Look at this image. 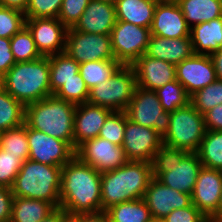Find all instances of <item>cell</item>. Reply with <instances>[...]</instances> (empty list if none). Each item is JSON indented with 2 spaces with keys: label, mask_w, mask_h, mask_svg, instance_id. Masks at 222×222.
<instances>
[{
  "label": "cell",
  "mask_w": 222,
  "mask_h": 222,
  "mask_svg": "<svg viewBox=\"0 0 222 222\" xmlns=\"http://www.w3.org/2000/svg\"><path fill=\"white\" fill-rule=\"evenodd\" d=\"M65 213L66 211L63 208L57 207L40 222H62Z\"/></svg>",
  "instance_id": "cell-49"
},
{
  "label": "cell",
  "mask_w": 222,
  "mask_h": 222,
  "mask_svg": "<svg viewBox=\"0 0 222 222\" xmlns=\"http://www.w3.org/2000/svg\"><path fill=\"white\" fill-rule=\"evenodd\" d=\"M12 190L0 186V222H9L13 203Z\"/></svg>",
  "instance_id": "cell-45"
},
{
  "label": "cell",
  "mask_w": 222,
  "mask_h": 222,
  "mask_svg": "<svg viewBox=\"0 0 222 222\" xmlns=\"http://www.w3.org/2000/svg\"><path fill=\"white\" fill-rule=\"evenodd\" d=\"M136 74V85L144 89L156 90L176 80V66L169 62L143 54L132 65Z\"/></svg>",
  "instance_id": "cell-19"
},
{
  "label": "cell",
  "mask_w": 222,
  "mask_h": 222,
  "mask_svg": "<svg viewBox=\"0 0 222 222\" xmlns=\"http://www.w3.org/2000/svg\"><path fill=\"white\" fill-rule=\"evenodd\" d=\"M82 222H109L106 211L82 213Z\"/></svg>",
  "instance_id": "cell-48"
},
{
  "label": "cell",
  "mask_w": 222,
  "mask_h": 222,
  "mask_svg": "<svg viewBox=\"0 0 222 222\" xmlns=\"http://www.w3.org/2000/svg\"><path fill=\"white\" fill-rule=\"evenodd\" d=\"M99 1H104V2H109L115 4L118 0H99Z\"/></svg>",
  "instance_id": "cell-54"
},
{
  "label": "cell",
  "mask_w": 222,
  "mask_h": 222,
  "mask_svg": "<svg viewBox=\"0 0 222 222\" xmlns=\"http://www.w3.org/2000/svg\"><path fill=\"white\" fill-rule=\"evenodd\" d=\"M106 213L109 222H150L153 219L143 198L115 204Z\"/></svg>",
  "instance_id": "cell-29"
},
{
  "label": "cell",
  "mask_w": 222,
  "mask_h": 222,
  "mask_svg": "<svg viewBox=\"0 0 222 222\" xmlns=\"http://www.w3.org/2000/svg\"><path fill=\"white\" fill-rule=\"evenodd\" d=\"M152 178V163L143 161H127L119 168L101 173L102 211L143 198Z\"/></svg>",
  "instance_id": "cell-2"
},
{
  "label": "cell",
  "mask_w": 222,
  "mask_h": 222,
  "mask_svg": "<svg viewBox=\"0 0 222 222\" xmlns=\"http://www.w3.org/2000/svg\"><path fill=\"white\" fill-rule=\"evenodd\" d=\"M150 36V28L117 20L110 33L115 60L121 65L131 66L146 53Z\"/></svg>",
  "instance_id": "cell-9"
},
{
  "label": "cell",
  "mask_w": 222,
  "mask_h": 222,
  "mask_svg": "<svg viewBox=\"0 0 222 222\" xmlns=\"http://www.w3.org/2000/svg\"><path fill=\"white\" fill-rule=\"evenodd\" d=\"M111 109L83 103L76 105L74 113V150L85 141L99 136L100 129Z\"/></svg>",
  "instance_id": "cell-21"
},
{
  "label": "cell",
  "mask_w": 222,
  "mask_h": 222,
  "mask_svg": "<svg viewBox=\"0 0 222 222\" xmlns=\"http://www.w3.org/2000/svg\"><path fill=\"white\" fill-rule=\"evenodd\" d=\"M36 48L41 56L65 52L67 27L58 18L26 19Z\"/></svg>",
  "instance_id": "cell-15"
},
{
  "label": "cell",
  "mask_w": 222,
  "mask_h": 222,
  "mask_svg": "<svg viewBox=\"0 0 222 222\" xmlns=\"http://www.w3.org/2000/svg\"><path fill=\"white\" fill-rule=\"evenodd\" d=\"M178 4L190 28L222 17V0H180Z\"/></svg>",
  "instance_id": "cell-26"
},
{
  "label": "cell",
  "mask_w": 222,
  "mask_h": 222,
  "mask_svg": "<svg viewBox=\"0 0 222 222\" xmlns=\"http://www.w3.org/2000/svg\"><path fill=\"white\" fill-rule=\"evenodd\" d=\"M122 65L116 60L87 61L80 64L79 72L87 87L107 81Z\"/></svg>",
  "instance_id": "cell-32"
},
{
  "label": "cell",
  "mask_w": 222,
  "mask_h": 222,
  "mask_svg": "<svg viewBox=\"0 0 222 222\" xmlns=\"http://www.w3.org/2000/svg\"><path fill=\"white\" fill-rule=\"evenodd\" d=\"M213 60L217 79L222 80V48L211 55Z\"/></svg>",
  "instance_id": "cell-50"
},
{
  "label": "cell",
  "mask_w": 222,
  "mask_h": 222,
  "mask_svg": "<svg viewBox=\"0 0 222 222\" xmlns=\"http://www.w3.org/2000/svg\"><path fill=\"white\" fill-rule=\"evenodd\" d=\"M29 2L30 0H0V6L15 9L24 13Z\"/></svg>",
  "instance_id": "cell-47"
},
{
  "label": "cell",
  "mask_w": 222,
  "mask_h": 222,
  "mask_svg": "<svg viewBox=\"0 0 222 222\" xmlns=\"http://www.w3.org/2000/svg\"><path fill=\"white\" fill-rule=\"evenodd\" d=\"M50 89L53 95L65 82L77 78L80 64L67 53H57L49 56Z\"/></svg>",
  "instance_id": "cell-28"
},
{
  "label": "cell",
  "mask_w": 222,
  "mask_h": 222,
  "mask_svg": "<svg viewBox=\"0 0 222 222\" xmlns=\"http://www.w3.org/2000/svg\"><path fill=\"white\" fill-rule=\"evenodd\" d=\"M203 114L191 103L170 113L169 128L162 137L165 146L197 152L206 133Z\"/></svg>",
  "instance_id": "cell-7"
},
{
  "label": "cell",
  "mask_w": 222,
  "mask_h": 222,
  "mask_svg": "<svg viewBox=\"0 0 222 222\" xmlns=\"http://www.w3.org/2000/svg\"><path fill=\"white\" fill-rule=\"evenodd\" d=\"M23 162L0 148V186L12 188Z\"/></svg>",
  "instance_id": "cell-41"
},
{
  "label": "cell",
  "mask_w": 222,
  "mask_h": 222,
  "mask_svg": "<svg viewBox=\"0 0 222 222\" xmlns=\"http://www.w3.org/2000/svg\"><path fill=\"white\" fill-rule=\"evenodd\" d=\"M55 207L44 200L14 197L9 222H40Z\"/></svg>",
  "instance_id": "cell-27"
},
{
  "label": "cell",
  "mask_w": 222,
  "mask_h": 222,
  "mask_svg": "<svg viewBox=\"0 0 222 222\" xmlns=\"http://www.w3.org/2000/svg\"><path fill=\"white\" fill-rule=\"evenodd\" d=\"M0 148L19 158L22 162L29 159L27 125L9 129L1 134Z\"/></svg>",
  "instance_id": "cell-33"
},
{
  "label": "cell",
  "mask_w": 222,
  "mask_h": 222,
  "mask_svg": "<svg viewBox=\"0 0 222 222\" xmlns=\"http://www.w3.org/2000/svg\"><path fill=\"white\" fill-rule=\"evenodd\" d=\"M150 222H162L160 220L152 219Z\"/></svg>",
  "instance_id": "cell-55"
},
{
  "label": "cell",
  "mask_w": 222,
  "mask_h": 222,
  "mask_svg": "<svg viewBox=\"0 0 222 222\" xmlns=\"http://www.w3.org/2000/svg\"><path fill=\"white\" fill-rule=\"evenodd\" d=\"M159 3H176L178 4L180 0H156Z\"/></svg>",
  "instance_id": "cell-53"
},
{
  "label": "cell",
  "mask_w": 222,
  "mask_h": 222,
  "mask_svg": "<svg viewBox=\"0 0 222 222\" xmlns=\"http://www.w3.org/2000/svg\"><path fill=\"white\" fill-rule=\"evenodd\" d=\"M63 0H30L25 19L58 18Z\"/></svg>",
  "instance_id": "cell-40"
},
{
  "label": "cell",
  "mask_w": 222,
  "mask_h": 222,
  "mask_svg": "<svg viewBox=\"0 0 222 222\" xmlns=\"http://www.w3.org/2000/svg\"><path fill=\"white\" fill-rule=\"evenodd\" d=\"M162 145V136L155 129L136 124L126 115L122 146L128 161L152 163L156 151Z\"/></svg>",
  "instance_id": "cell-14"
},
{
  "label": "cell",
  "mask_w": 222,
  "mask_h": 222,
  "mask_svg": "<svg viewBox=\"0 0 222 222\" xmlns=\"http://www.w3.org/2000/svg\"><path fill=\"white\" fill-rule=\"evenodd\" d=\"M206 130L222 131V104L203 114Z\"/></svg>",
  "instance_id": "cell-46"
},
{
  "label": "cell",
  "mask_w": 222,
  "mask_h": 222,
  "mask_svg": "<svg viewBox=\"0 0 222 222\" xmlns=\"http://www.w3.org/2000/svg\"><path fill=\"white\" fill-rule=\"evenodd\" d=\"M29 159L52 166L63 167L74 156L75 150L63 140L27 126Z\"/></svg>",
  "instance_id": "cell-13"
},
{
  "label": "cell",
  "mask_w": 222,
  "mask_h": 222,
  "mask_svg": "<svg viewBox=\"0 0 222 222\" xmlns=\"http://www.w3.org/2000/svg\"><path fill=\"white\" fill-rule=\"evenodd\" d=\"M190 37L194 54L211 56L222 48V17L194 25Z\"/></svg>",
  "instance_id": "cell-24"
},
{
  "label": "cell",
  "mask_w": 222,
  "mask_h": 222,
  "mask_svg": "<svg viewBox=\"0 0 222 222\" xmlns=\"http://www.w3.org/2000/svg\"><path fill=\"white\" fill-rule=\"evenodd\" d=\"M162 222H210L193 204L186 208L174 209Z\"/></svg>",
  "instance_id": "cell-43"
},
{
  "label": "cell",
  "mask_w": 222,
  "mask_h": 222,
  "mask_svg": "<svg viewBox=\"0 0 222 222\" xmlns=\"http://www.w3.org/2000/svg\"><path fill=\"white\" fill-rule=\"evenodd\" d=\"M190 29L179 4L157 3L150 28L151 35L163 38L190 37Z\"/></svg>",
  "instance_id": "cell-20"
},
{
  "label": "cell",
  "mask_w": 222,
  "mask_h": 222,
  "mask_svg": "<svg viewBox=\"0 0 222 222\" xmlns=\"http://www.w3.org/2000/svg\"><path fill=\"white\" fill-rule=\"evenodd\" d=\"M154 59L164 60L175 66L194 54L191 37L163 38L151 35L145 53Z\"/></svg>",
  "instance_id": "cell-23"
},
{
  "label": "cell",
  "mask_w": 222,
  "mask_h": 222,
  "mask_svg": "<svg viewBox=\"0 0 222 222\" xmlns=\"http://www.w3.org/2000/svg\"><path fill=\"white\" fill-rule=\"evenodd\" d=\"M10 47L16 63L33 61L41 57L26 25L10 38Z\"/></svg>",
  "instance_id": "cell-34"
},
{
  "label": "cell",
  "mask_w": 222,
  "mask_h": 222,
  "mask_svg": "<svg viewBox=\"0 0 222 222\" xmlns=\"http://www.w3.org/2000/svg\"><path fill=\"white\" fill-rule=\"evenodd\" d=\"M59 207L71 214L102 211L101 172L76 155L61 169Z\"/></svg>",
  "instance_id": "cell-1"
},
{
  "label": "cell",
  "mask_w": 222,
  "mask_h": 222,
  "mask_svg": "<svg viewBox=\"0 0 222 222\" xmlns=\"http://www.w3.org/2000/svg\"><path fill=\"white\" fill-rule=\"evenodd\" d=\"M143 200L150 209L152 218L160 221L174 209L186 208L192 204L190 194L173 190L154 177L145 190Z\"/></svg>",
  "instance_id": "cell-18"
},
{
  "label": "cell",
  "mask_w": 222,
  "mask_h": 222,
  "mask_svg": "<svg viewBox=\"0 0 222 222\" xmlns=\"http://www.w3.org/2000/svg\"><path fill=\"white\" fill-rule=\"evenodd\" d=\"M61 166L25 160L11 188L14 197L44 200L60 205Z\"/></svg>",
  "instance_id": "cell-6"
},
{
  "label": "cell",
  "mask_w": 222,
  "mask_h": 222,
  "mask_svg": "<svg viewBox=\"0 0 222 222\" xmlns=\"http://www.w3.org/2000/svg\"><path fill=\"white\" fill-rule=\"evenodd\" d=\"M202 164L197 152L164 144L152 161L153 177L173 190L192 195Z\"/></svg>",
  "instance_id": "cell-4"
},
{
  "label": "cell",
  "mask_w": 222,
  "mask_h": 222,
  "mask_svg": "<svg viewBox=\"0 0 222 222\" xmlns=\"http://www.w3.org/2000/svg\"><path fill=\"white\" fill-rule=\"evenodd\" d=\"M136 88V74L132 66L122 65L107 81L89 89L87 103L112 111H125Z\"/></svg>",
  "instance_id": "cell-8"
},
{
  "label": "cell",
  "mask_w": 222,
  "mask_h": 222,
  "mask_svg": "<svg viewBox=\"0 0 222 222\" xmlns=\"http://www.w3.org/2000/svg\"><path fill=\"white\" fill-rule=\"evenodd\" d=\"M25 20L21 11L0 6V37L10 39L25 26Z\"/></svg>",
  "instance_id": "cell-39"
},
{
  "label": "cell",
  "mask_w": 222,
  "mask_h": 222,
  "mask_svg": "<svg viewBox=\"0 0 222 222\" xmlns=\"http://www.w3.org/2000/svg\"><path fill=\"white\" fill-rule=\"evenodd\" d=\"M125 111H112L100 129L99 137L116 145H122L126 124Z\"/></svg>",
  "instance_id": "cell-38"
},
{
  "label": "cell",
  "mask_w": 222,
  "mask_h": 222,
  "mask_svg": "<svg viewBox=\"0 0 222 222\" xmlns=\"http://www.w3.org/2000/svg\"><path fill=\"white\" fill-rule=\"evenodd\" d=\"M62 222H82V213L80 214H71V213H65L63 215V221Z\"/></svg>",
  "instance_id": "cell-51"
},
{
  "label": "cell",
  "mask_w": 222,
  "mask_h": 222,
  "mask_svg": "<svg viewBox=\"0 0 222 222\" xmlns=\"http://www.w3.org/2000/svg\"><path fill=\"white\" fill-rule=\"evenodd\" d=\"M76 105L54 94L25 106V124L56 139L66 141L74 149V113Z\"/></svg>",
  "instance_id": "cell-5"
},
{
  "label": "cell",
  "mask_w": 222,
  "mask_h": 222,
  "mask_svg": "<svg viewBox=\"0 0 222 222\" xmlns=\"http://www.w3.org/2000/svg\"><path fill=\"white\" fill-rule=\"evenodd\" d=\"M157 3L156 0H118L115 3L117 20L151 28Z\"/></svg>",
  "instance_id": "cell-25"
},
{
  "label": "cell",
  "mask_w": 222,
  "mask_h": 222,
  "mask_svg": "<svg viewBox=\"0 0 222 222\" xmlns=\"http://www.w3.org/2000/svg\"><path fill=\"white\" fill-rule=\"evenodd\" d=\"M117 22L115 4L90 0L79 21L73 27L89 34H110Z\"/></svg>",
  "instance_id": "cell-22"
},
{
  "label": "cell",
  "mask_w": 222,
  "mask_h": 222,
  "mask_svg": "<svg viewBox=\"0 0 222 222\" xmlns=\"http://www.w3.org/2000/svg\"><path fill=\"white\" fill-rule=\"evenodd\" d=\"M75 155L101 173L119 168L128 161L122 145H116L99 136L81 144Z\"/></svg>",
  "instance_id": "cell-12"
},
{
  "label": "cell",
  "mask_w": 222,
  "mask_h": 222,
  "mask_svg": "<svg viewBox=\"0 0 222 222\" xmlns=\"http://www.w3.org/2000/svg\"><path fill=\"white\" fill-rule=\"evenodd\" d=\"M155 92L164 111L169 113L190 103V96L177 79L157 88Z\"/></svg>",
  "instance_id": "cell-35"
},
{
  "label": "cell",
  "mask_w": 222,
  "mask_h": 222,
  "mask_svg": "<svg viewBox=\"0 0 222 222\" xmlns=\"http://www.w3.org/2000/svg\"><path fill=\"white\" fill-rule=\"evenodd\" d=\"M176 79L189 96L213 83L217 76L211 56L193 54L183 60L176 65Z\"/></svg>",
  "instance_id": "cell-17"
},
{
  "label": "cell",
  "mask_w": 222,
  "mask_h": 222,
  "mask_svg": "<svg viewBox=\"0 0 222 222\" xmlns=\"http://www.w3.org/2000/svg\"><path fill=\"white\" fill-rule=\"evenodd\" d=\"M54 95L74 105H79L87 103L89 88L79 72L77 73V78L65 82Z\"/></svg>",
  "instance_id": "cell-37"
},
{
  "label": "cell",
  "mask_w": 222,
  "mask_h": 222,
  "mask_svg": "<svg viewBox=\"0 0 222 222\" xmlns=\"http://www.w3.org/2000/svg\"><path fill=\"white\" fill-rule=\"evenodd\" d=\"M49 56L15 63L0 79V85L24 106L51 96Z\"/></svg>",
  "instance_id": "cell-3"
},
{
  "label": "cell",
  "mask_w": 222,
  "mask_h": 222,
  "mask_svg": "<svg viewBox=\"0 0 222 222\" xmlns=\"http://www.w3.org/2000/svg\"><path fill=\"white\" fill-rule=\"evenodd\" d=\"M125 112L129 120L141 126L155 129L162 137L169 128L170 113L164 111L154 90L136 85Z\"/></svg>",
  "instance_id": "cell-10"
},
{
  "label": "cell",
  "mask_w": 222,
  "mask_h": 222,
  "mask_svg": "<svg viewBox=\"0 0 222 222\" xmlns=\"http://www.w3.org/2000/svg\"><path fill=\"white\" fill-rule=\"evenodd\" d=\"M197 154L202 166L222 170V131L207 130Z\"/></svg>",
  "instance_id": "cell-31"
},
{
  "label": "cell",
  "mask_w": 222,
  "mask_h": 222,
  "mask_svg": "<svg viewBox=\"0 0 222 222\" xmlns=\"http://www.w3.org/2000/svg\"><path fill=\"white\" fill-rule=\"evenodd\" d=\"M15 63L10 47V39L0 37V79Z\"/></svg>",
  "instance_id": "cell-44"
},
{
  "label": "cell",
  "mask_w": 222,
  "mask_h": 222,
  "mask_svg": "<svg viewBox=\"0 0 222 222\" xmlns=\"http://www.w3.org/2000/svg\"><path fill=\"white\" fill-rule=\"evenodd\" d=\"M210 222H222V193L218 212L209 220Z\"/></svg>",
  "instance_id": "cell-52"
},
{
  "label": "cell",
  "mask_w": 222,
  "mask_h": 222,
  "mask_svg": "<svg viewBox=\"0 0 222 222\" xmlns=\"http://www.w3.org/2000/svg\"><path fill=\"white\" fill-rule=\"evenodd\" d=\"M65 53L79 64L87 61L115 60L110 34H89L67 29Z\"/></svg>",
  "instance_id": "cell-11"
},
{
  "label": "cell",
  "mask_w": 222,
  "mask_h": 222,
  "mask_svg": "<svg viewBox=\"0 0 222 222\" xmlns=\"http://www.w3.org/2000/svg\"><path fill=\"white\" fill-rule=\"evenodd\" d=\"M222 193V170L202 166L191 195L192 204L209 220L218 212Z\"/></svg>",
  "instance_id": "cell-16"
},
{
  "label": "cell",
  "mask_w": 222,
  "mask_h": 222,
  "mask_svg": "<svg viewBox=\"0 0 222 222\" xmlns=\"http://www.w3.org/2000/svg\"><path fill=\"white\" fill-rule=\"evenodd\" d=\"M190 103L201 114L208 112L216 105L222 104V80L216 79L213 83L196 91L190 96Z\"/></svg>",
  "instance_id": "cell-36"
},
{
  "label": "cell",
  "mask_w": 222,
  "mask_h": 222,
  "mask_svg": "<svg viewBox=\"0 0 222 222\" xmlns=\"http://www.w3.org/2000/svg\"><path fill=\"white\" fill-rule=\"evenodd\" d=\"M24 123L25 106L0 85V131L5 132Z\"/></svg>",
  "instance_id": "cell-30"
},
{
  "label": "cell",
  "mask_w": 222,
  "mask_h": 222,
  "mask_svg": "<svg viewBox=\"0 0 222 222\" xmlns=\"http://www.w3.org/2000/svg\"><path fill=\"white\" fill-rule=\"evenodd\" d=\"M90 0H63L58 19L67 27L72 28L79 21Z\"/></svg>",
  "instance_id": "cell-42"
}]
</instances>
